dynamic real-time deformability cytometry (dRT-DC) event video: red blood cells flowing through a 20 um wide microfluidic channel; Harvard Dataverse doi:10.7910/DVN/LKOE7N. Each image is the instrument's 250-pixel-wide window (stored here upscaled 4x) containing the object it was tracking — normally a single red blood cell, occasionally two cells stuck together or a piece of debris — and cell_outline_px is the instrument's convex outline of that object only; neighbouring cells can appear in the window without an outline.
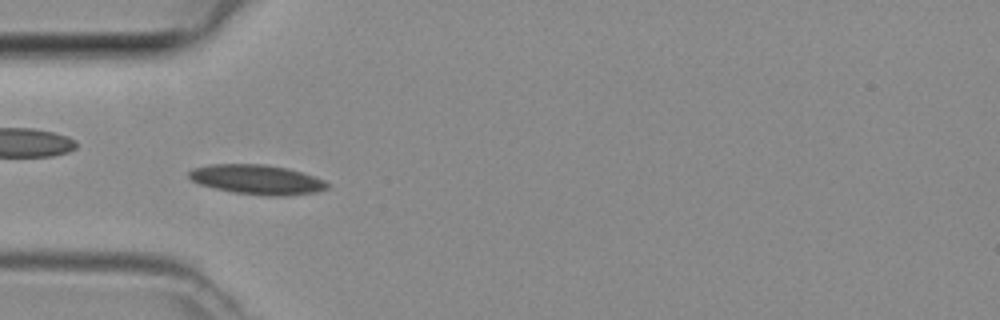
{"species": "common noctule bat (a hibernating species)", "species_latin": "Nyctalus noctula", "temperature_condition": "room temperature", "stored_images_in_passage": 32, "camera_frame_rate_fps": 3000, "um_per_image_px": 0.085, "animal": {"sex": "female", "body_mass_g": 29.2, "forearm_length_mm": 56.3}, "frame": {"image": 1, "passage_image": 8, "time_ms": 2.333, "image_size_px": [1000, 320], "cell_outline_px": [[328, 188], [316, 192], [284, 196], [264, 196], [232, 192], [200, 184], [192, 180], [188, 176], [188, 172], [192, 168], [208, 164], [264, 164], [288, 168], [324, 180], [328, 184]], "centroid_in_image_um": [21.82, 15.26], "position_along_channel_um": 63.2, "area_um2": 23.87}}
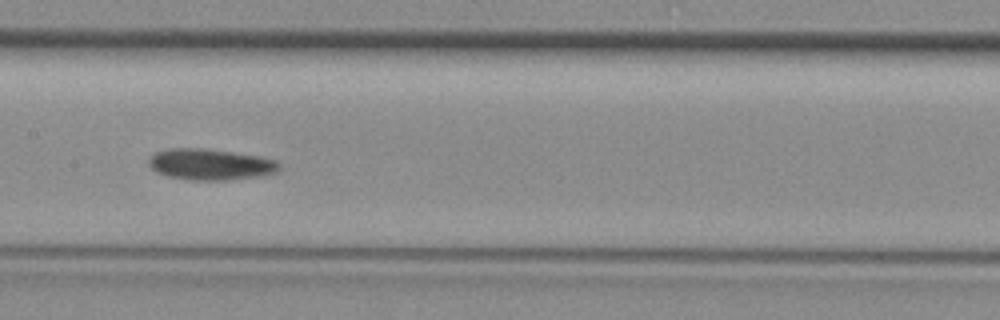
{"frame": {"image": 2, "passage_image": 17, "time_ms": 5.333, "image_size_px": [1000, 320], "cell_outline_px": [[280, 172], [264, 176], [228, 180], [192, 180], [168, 176], [156, 172], [148, 164], [148, 160], [156, 152], [172, 148], [204, 148], [260, 156], [276, 160], [280, 164]], "centroid_in_image_um": [17.95, 13.98], "position_along_channel_um": 189.5, "area_um2": 23.87}}
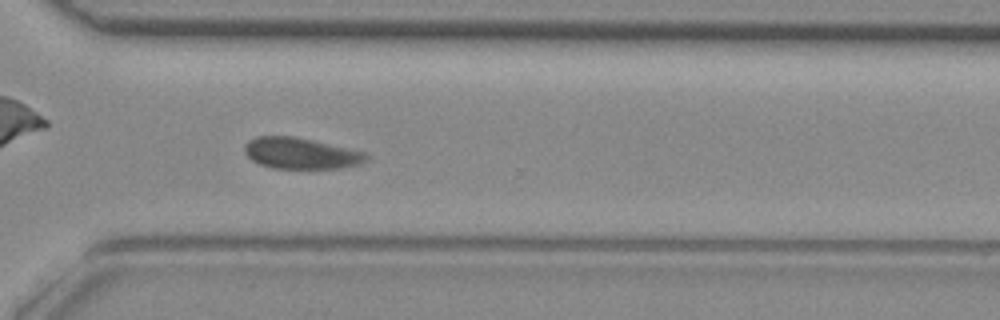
{"frame": {"image": 3, "passage_image": 28, "time_ms": 9.0, "image_size_px": [1000, 320], "cell_outline_px": [[368, 160], [360, 164], [340, 168], [272, 168], [260, 164], [252, 160], [244, 152], [244, 144], [248, 140], [256, 136], [296, 136], [368, 152]], "centroid_in_image_um": [25.59, 13.02], "position_along_channel_um": 345.0, "area_um2": 22.37}}